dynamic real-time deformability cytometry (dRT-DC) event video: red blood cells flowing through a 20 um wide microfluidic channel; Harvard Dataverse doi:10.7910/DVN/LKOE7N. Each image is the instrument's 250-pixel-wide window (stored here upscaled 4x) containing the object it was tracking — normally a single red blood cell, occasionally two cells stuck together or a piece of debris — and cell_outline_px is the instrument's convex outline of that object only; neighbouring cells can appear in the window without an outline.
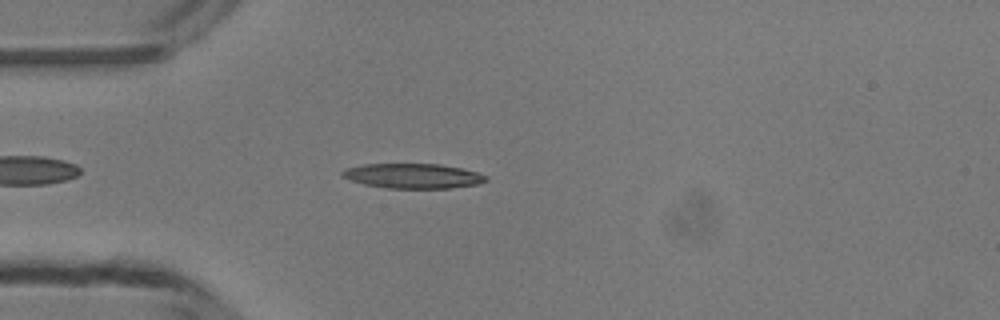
{"species": "common noctule bat (a hibernating species)", "species_latin": "Nyctalus noctula", "temperature_condition": "room temperature", "stored_images_in_passage": 39, "camera_frame_rate_fps": 3000, "um_per_image_px": 0.085, "animal": {"sex": "male", "body_mass_g": 13.3}, "frame": {"image": 1, "passage_image": 4, "time_ms": 1.0, "image_size_px": [1000, 320], "cell_outline_px": [[488, 180], [480, 184], [452, 188], [388, 188], [364, 184], [352, 180], [344, 176], [340, 172], [348, 168], [364, 164], [440, 164], [460, 168], [476, 172], [488, 176]], "centroid_in_image_um": [35.16, 14.96], "position_along_channel_um": 49.8, "area_um2": 20.63}}
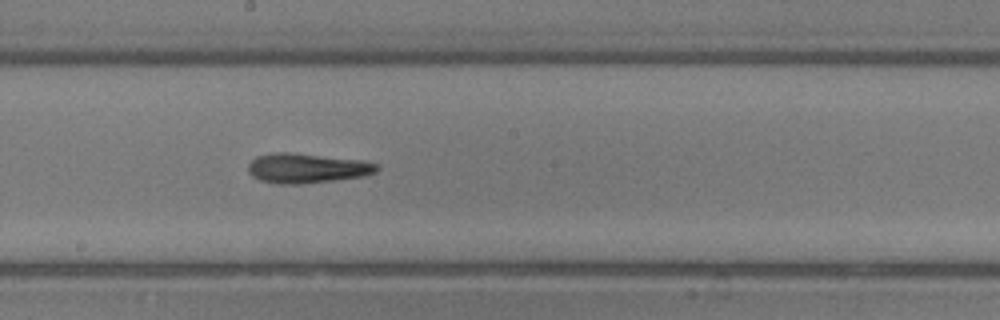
{"frame": {"image": 2, "passage_image": 17, "time_ms": 5.333, "image_size_px": [1000, 320], "cell_outline_px": [[380, 168], [376, 172], [368, 176], [300, 184], [280, 184], [260, 180], [252, 176], [248, 172], [248, 164], [256, 156], [272, 152], [292, 152], [364, 160], [380, 164]], "centroid_in_image_um": [26.13, 14.28], "position_along_channel_um": 222.1, "area_um2": 22.72}}
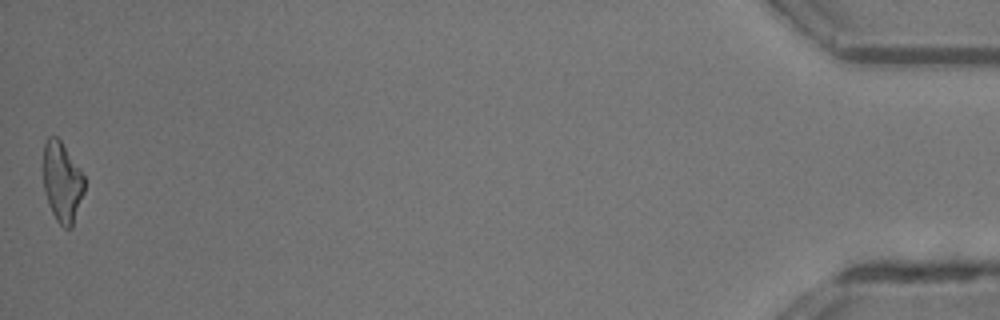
{"frame": {"image": 3, "passage_image": 39, "time_ms": 12.667, "image_size_px": [1000, 320], "cell_outline_px": [[84, 192], [72, 228], [64, 228], [56, 220], [48, 204], [44, 192], [44, 144], [48, 136], [56, 136], [60, 140], [80, 168], [84, 176]], "centroid_in_image_um": [5.29, 15.49], "position_along_channel_um": 429.9, "area_um2": 19.19}, "authors_computed_cell_mechanics": {"area_um2": 20.8658, "velocity_mm_per_s": 4.2186, "shape_relaxation_time_tau1_ms": 8.8778, "shape_relaxation_time_tau2_ms": 2.7334, "deformation_change_tau1": 0.3002, "deformation_change_tau2": 0.1405}}